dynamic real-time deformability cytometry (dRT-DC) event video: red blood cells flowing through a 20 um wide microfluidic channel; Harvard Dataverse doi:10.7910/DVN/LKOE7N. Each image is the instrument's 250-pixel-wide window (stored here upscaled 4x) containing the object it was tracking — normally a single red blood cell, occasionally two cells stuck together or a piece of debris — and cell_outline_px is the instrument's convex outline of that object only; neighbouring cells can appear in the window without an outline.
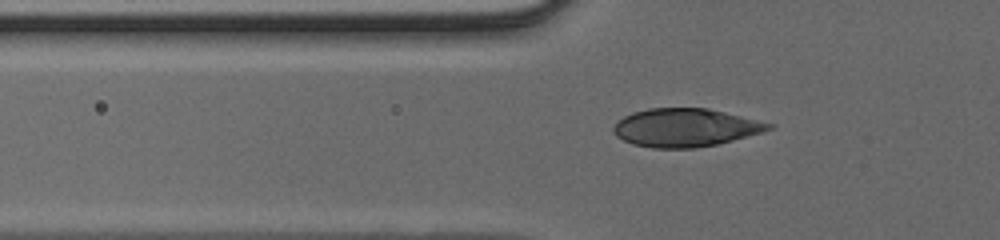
{"species": "human", "species_latin": "Homo sapiens", "temperature_condition": "cold", "stored_images_in_passage": 37, "camera_frame_rate_fps": 3000, "um_per_image_px": 0.085, "donor": {"sex": "male"}, "frame": {"image": 1, "passage_image": 10, "time_ms": 3.0, "image_size_px": [1000, 240], "cell_outline_px": [[776, 124], [772, 128], [760, 132], [732, 140], [716, 144], [696, 148], [652, 148], [632, 144], [616, 136], [612, 128], [624, 116], [632, 112], [648, 108], [708, 108]], "centroid_in_image_um": [58.24, 10.84], "position_along_channel_um": 67.6, "area_um2": 34.39}}
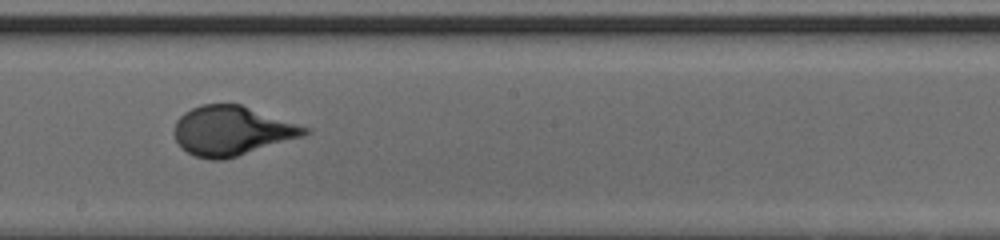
{"frame": {"image": 2, "passage_image": 21, "time_ms": 6.667, "image_size_px": [1000, 240], "cell_outline_px": [[312, 132], [304, 136], [224, 160], [208, 160], [196, 156], [180, 148], [176, 140], [176, 120], [184, 112], [200, 104], [240, 104], [312, 128]], "centroid_in_image_um": [19.74, 11.12], "position_along_channel_um": 228.5, "area_um2": 37.63}}
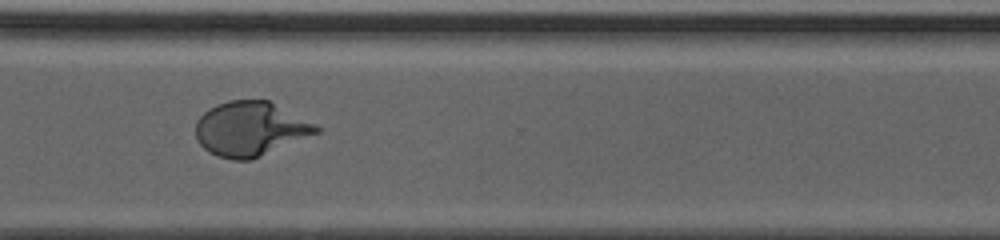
{"frame": {"image": 3, "passage_image": 29, "time_ms": 9.333, "image_size_px": [1000, 240], "cell_outline_px": [[320, 132], [252, 160], [232, 160], [216, 156], [208, 152], [196, 140], [196, 120], [208, 108], [216, 104], [228, 100], [268, 100], [316, 124], [320, 128]], "centroid_in_image_um": [21.26, 10.96], "position_along_channel_um": 349.3, "area_um2": 38.44}}